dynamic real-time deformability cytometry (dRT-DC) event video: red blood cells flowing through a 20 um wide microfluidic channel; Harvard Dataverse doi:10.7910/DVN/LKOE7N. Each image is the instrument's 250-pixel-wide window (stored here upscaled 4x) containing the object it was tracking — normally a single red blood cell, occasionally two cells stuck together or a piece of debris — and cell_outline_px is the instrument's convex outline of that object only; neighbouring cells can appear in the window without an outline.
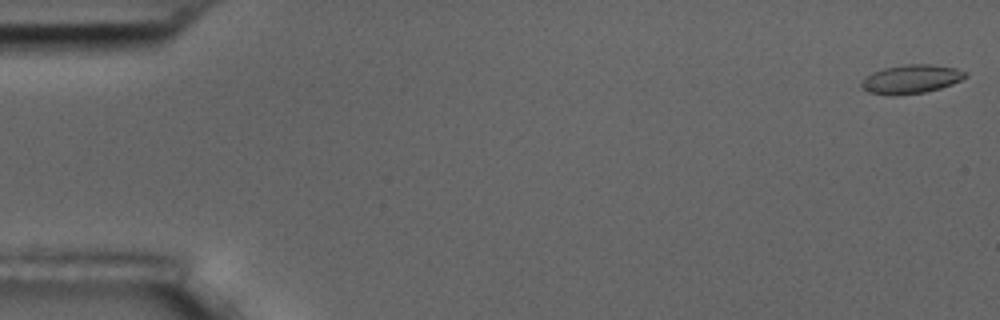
{"species": "common noctule bat (a hibernating species)", "species_latin": "Nyctalus noctula", "temperature_condition": "room temperature", "stored_images_in_passage": 5, "camera_frame_rate_fps": 3000, "um_per_image_px": 0.085, "animal": {"sex": "male", "body_mass_g": 17.5, "forearm_length_mm": 52.3}, "frame": {"image": 1, "passage_image": 1, "time_ms": 0.0, "image_size_px": [1000, 320], "cell_outline_px": [[968, 76], [952, 84], [940, 88], [924, 92], [896, 96], [868, 92], [860, 84], [864, 76], [872, 72], [884, 68], [904, 64], [932, 64], [956, 68], [968, 72]], "centroid_in_image_um": [77.45, 6.72], "position_along_channel_um": 7.6, "area_um2": 17.57}}